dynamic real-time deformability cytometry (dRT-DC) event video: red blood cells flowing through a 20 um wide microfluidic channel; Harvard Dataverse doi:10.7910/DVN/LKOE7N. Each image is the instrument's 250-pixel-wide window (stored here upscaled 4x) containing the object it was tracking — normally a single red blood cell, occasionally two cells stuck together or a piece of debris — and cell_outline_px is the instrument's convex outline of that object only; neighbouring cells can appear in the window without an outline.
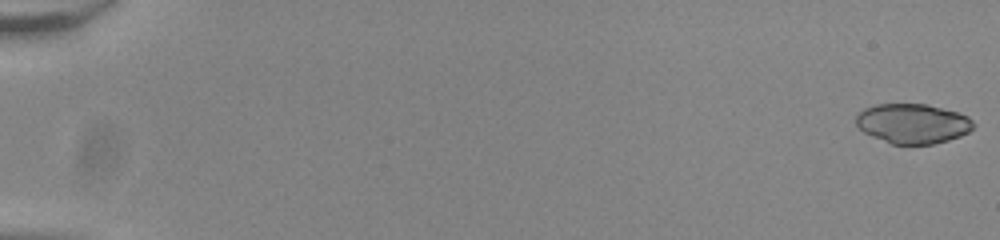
{"species": "common noctule bat (a hibernating species)", "species_latin": "Nyctalus noctula", "temperature_condition": "room temperature", "stored_images_in_passage": 12, "camera_frame_rate_fps": 3000, "um_per_image_px": 0.085, "animal": {"sex": "male", "body_mass_g": 20.0, "forearm_length_mm": 53.3}, "frame": {"image": 1, "passage_image": 1, "time_ms": 0.0, "image_size_px": [1000, 240], "cell_outline_px": [[976, 124], [968, 132], [960, 136], [948, 140], [932, 144], [892, 144], [872, 136], [864, 132], [856, 124], [856, 116], [864, 108], [876, 104], [928, 104], [956, 112], [968, 116]], "centroid_in_image_um": [77.59, 10.5], "position_along_channel_um": 7.4, "area_um2": 27.11}}